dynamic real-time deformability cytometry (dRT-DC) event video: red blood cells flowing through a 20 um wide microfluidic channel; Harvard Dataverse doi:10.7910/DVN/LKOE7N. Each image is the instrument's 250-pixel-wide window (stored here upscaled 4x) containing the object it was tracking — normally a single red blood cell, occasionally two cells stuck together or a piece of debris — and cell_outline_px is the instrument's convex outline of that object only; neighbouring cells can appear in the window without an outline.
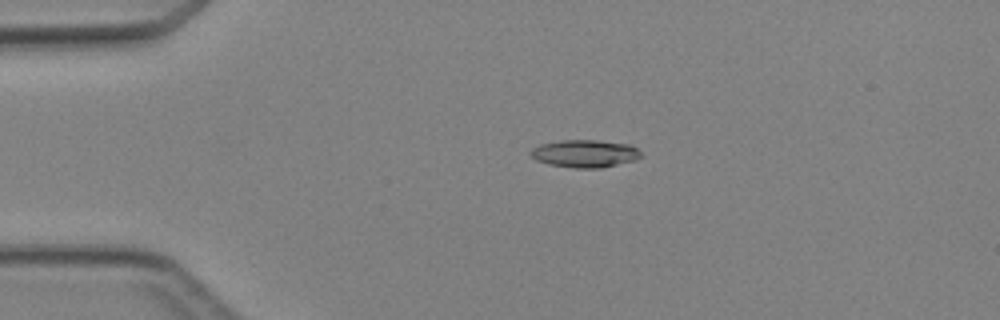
{"species": "Egyptian fruit bat (a non-hibernating species)", "species_latin": "Rousettus aegyptiacus", "temperature_condition": "cold", "stored_images_in_passage": 4, "camera_frame_rate_fps": 3000, "um_per_image_px": 0.085, "animal": {"sex": "female"}, "frame": {"image": 1, "passage_image": 3, "time_ms": 3.0, "image_size_px": [1000, 320], "cell_outline_px": [[644, 156], [636, 160], [600, 168], [576, 168], [548, 164], [536, 160], [528, 152], [532, 148], [540, 144], [560, 140], [596, 140], [628, 144], [636, 148]], "centroid_in_image_um": [49.71, 13.05], "position_along_channel_um": 35.3, "area_um2": 17.8}}